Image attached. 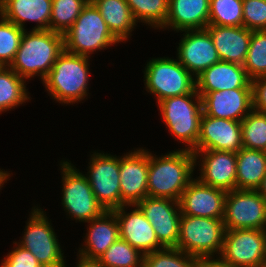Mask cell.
I'll list each match as a JSON object with an SVG mask.
<instances>
[{"mask_svg":"<svg viewBox=\"0 0 266 267\" xmlns=\"http://www.w3.org/2000/svg\"><path fill=\"white\" fill-rule=\"evenodd\" d=\"M198 94L202 98L203 113L207 116L241 122L253 110L252 89Z\"/></svg>","mask_w":266,"mask_h":267,"instance_id":"obj_17","label":"cell"},{"mask_svg":"<svg viewBox=\"0 0 266 267\" xmlns=\"http://www.w3.org/2000/svg\"><path fill=\"white\" fill-rule=\"evenodd\" d=\"M257 191L266 199V175Z\"/></svg>","mask_w":266,"mask_h":267,"instance_id":"obj_42","label":"cell"},{"mask_svg":"<svg viewBox=\"0 0 266 267\" xmlns=\"http://www.w3.org/2000/svg\"><path fill=\"white\" fill-rule=\"evenodd\" d=\"M80 260L77 267H104L98 260L96 259H86L79 256Z\"/></svg>","mask_w":266,"mask_h":267,"instance_id":"obj_41","label":"cell"},{"mask_svg":"<svg viewBox=\"0 0 266 267\" xmlns=\"http://www.w3.org/2000/svg\"><path fill=\"white\" fill-rule=\"evenodd\" d=\"M89 230L85 241L86 248L79 255L86 259H98L118 238V219L113 211H105L100 217L88 221Z\"/></svg>","mask_w":266,"mask_h":267,"instance_id":"obj_25","label":"cell"},{"mask_svg":"<svg viewBox=\"0 0 266 267\" xmlns=\"http://www.w3.org/2000/svg\"><path fill=\"white\" fill-rule=\"evenodd\" d=\"M89 0H52L50 30L64 34Z\"/></svg>","mask_w":266,"mask_h":267,"instance_id":"obj_33","label":"cell"},{"mask_svg":"<svg viewBox=\"0 0 266 267\" xmlns=\"http://www.w3.org/2000/svg\"><path fill=\"white\" fill-rule=\"evenodd\" d=\"M124 209L125 205L112 210L118 219L119 238L142 251V255L165 248L158 241L154 228L137 206L127 214Z\"/></svg>","mask_w":266,"mask_h":267,"instance_id":"obj_19","label":"cell"},{"mask_svg":"<svg viewBox=\"0 0 266 267\" xmlns=\"http://www.w3.org/2000/svg\"><path fill=\"white\" fill-rule=\"evenodd\" d=\"M219 257L240 267H262L266 261V229L226 230Z\"/></svg>","mask_w":266,"mask_h":267,"instance_id":"obj_8","label":"cell"},{"mask_svg":"<svg viewBox=\"0 0 266 267\" xmlns=\"http://www.w3.org/2000/svg\"><path fill=\"white\" fill-rule=\"evenodd\" d=\"M88 59L87 56L69 53L66 50L56 59L43 82L50 95L59 103L71 104L87 96Z\"/></svg>","mask_w":266,"mask_h":267,"instance_id":"obj_3","label":"cell"},{"mask_svg":"<svg viewBox=\"0 0 266 267\" xmlns=\"http://www.w3.org/2000/svg\"><path fill=\"white\" fill-rule=\"evenodd\" d=\"M226 193L192 179L179 200L181 215L223 219Z\"/></svg>","mask_w":266,"mask_h":267,"instance_id":"obj_16","label":"cell"},{"mask_svg":"<svg viewBox=\"0 0 266 267\" xmlns=\"http://www.w3.org/2000/svg\"><path fill=\"white\" fill-rule=\"evenodd\" d=\"M204 155L201 163V177L198 179L208 186L226 192L236 189L237 158L236 153L205 150L193 152L195 158ZM201 178V179H200Z\"/></svg>","mask_w":266,"mask_h":267,"instance_id":"obj_20","label":"cell"},{"mask_svg":"<svg viewBox=\"0 0 266 267\" xmlns=\"http://www.w3.org/2000/svg\"><path fill=\"white\" fill-rule=\"evenodd\" d=\"M243 67L251 81L266 76V30L252 31Z\"/></svg>","mask_w":266,"mask_h":267,"instance_id":"obj_35","label":"cell"},{"mask_svg":"<svg viewBox=\"0 0 266 267\" xmlns=\"http://www.w3.org/2000/svg\"><path fill=\"white\" fill-rule=\"evenodd\" d=\"M196 160L194 153L187 149L170 152L159 159L149 153L148 196L179 201L192 180Z\"/></svg>","mask_w":266,"mask_h":267,"instance_id":"obj_1","label":"cell"},{"mask_svg":"<svg viewBox=\"0 0 266 267\" xmlns=\"http://www.w3.org/2000/svg\"><path fill=\"white\" fill-rule=\"evenodd\" d=\"M222 220L226 230L266 229V199L257 190L229 191Z\"/></svg>","mask_w":266,"mask_h":267,"instance_id":"obj_9","label":"cell"},{"mask_svg":"<svg viewBox=\"0 0 266 267\" xmlns=\"http://www.w3.org/2000/svg\"><path fill=\"white\" fill-rule=\"evenodd\" d=\"M194 96L197 104L191 99ZM158 106L170 132L190 146L187 150L195 152L203 115L202 98L196 88L190 94L166 98Z\"/></svg>","mask_w":266,"mask_h":267,"instance_id":"obj_6","label":"cell"},{"mask_svg":"<svg viewBox=\"0 0 266 267\" xmlns=\"http://www.w3.org/2000/svg\"><path fill=\"white\" fill-rule=\"evenodd\" d=\"M144 74L146 88L156 95L157 103L169 97L190 94L196 88V79L174 59H152L147 63Z\"/></svg>","mask_w":266,"mask_h":267,"instance_id":"obj_7","label":"cell"},{"mask_svg":"<svg viewBox=\"0 0 266 267\" xmlns=\"http://www.w3.org/2000/svg\"><path fill=\"white\" fill-rule=\"evenodd\" d=\"M27 224L19 245L30 251L43 267H65L57 236L43 211L34 207Z\"/></svg>","mask_w":266,"mask_h":267,"instance_id":"obj_11","label":"cell"},{"mask_svg":"<svg viewBox=\"0 0 266 267\" xmlns=\"http://www.w3.org/2000/svg\"><path fill=\"white\" fill-rule=\"evenodd\" d=\"M201 261L175 247L144 254L142 267H201Z\"/></svg>","mask_w":266,"mask_h":267,"instance_id":"obj_30","label":"cell"},{"mask_svg":"<svg viewBox=\"0 0 266 267\" xmlns=\"http://www.w3.org/2000/svg\"><path fill=\"white\" fill-rule=\"evenodd\" d=\"M62 205L76 220L88 222L100 217L106 210L97 201L87 176L76 171L71 163H62Z\"/></svg>","mask_w":266,"mask_h":267,"instance_id":"obj_10","label":"cell"},{"mask_svg":"<svg viewBox=\"0 0 266 267\" xmlns=\"http://www.w3.org/2000/svg\"><path fill=\"white\" fill-rule=\"evenodd\" d=\"M242 143L247 149L266 152V116L252 110L242 121Z\"/></svg>","mask_w":266,"mask_h":267,"instance_id":"obj_34","label":"cell"},{"mask_svg":"<svg viewBox=\"0 0 266 267\" xmlns=\"http://www.w3.org/2000/svg\"><path fill=\"white\" fill-rule=\"evenodd\" d=\"M243 147L241 122L203 113L196 151L216 150L237 153Z\"/></svg>","mask_w":266,"mask_h":267,"instance_id":"obj_14","label":"cell"},{"mask_svg":"<svg viewBox=\"0 0 266 267\" xmlns=\"http://www.w3.org/2000/svg\"><path fill=\"white\" fill-rule=\"evenodd\" d=\"M243 0H210L208 25L243 26Z\"/></svg>","mask_w":266,"mask_h":267,"instance_id":"obj_32","label":"cell"},{"mask_svg":"<svg viewBox=\"0 0 266 267\" xmlns=\"http://www.w3.org/2000/svg\"><path fill=\"white\" fill-rule=\"evenodd\" d=\"M220 61L243 65L249 49L252 31L246 27L208 25Z\"/></svg>","mask_w":266,"mask_h":267,"instance_id":"obj_22","label":"cell"},{"mask_svg":"<svg viewBox=\"0 0 266 267\" xmlns=\"http://www.w3.org/2000/svg\"><path fill=\"white\" fill-rule=\"evenodd\" d=\"M231 89H252L251 80L241 64L219 61L196 77L197 93Z\"/></svg>","mask_w":266,"mask_h":267,"instance_id":"obj_21","label":"cell"},{"mask_svg":"<svg viewBox=\"0 0 266 267\" xmlns=\"http://www.w3.org/2000/svg\"><path fill=\"white\" fill-rule=\"evenodd\" d=\"M99 9L101 16L112 34L125 41L136 25L131 9L126 0H91ZM125 39V40H124Z\"/></svg>","mask_w":266,"mask_h":267,"instance_id":"obj_27","label":"cell"},{"mask_svg":"<svg viewBox=\"0 0 266 267\" xmlns=\"http://www.w3.org/2000/svg\"><path fill=\"white\" fill-rule=\"evenodd\" d=\"M142 253L118 238L97 260L104 267H142Z\"/></svg>","mask_w":266,"mask_h":267,"instance_id":"obj_29","label":"cell"},{"mask_svg":"<svg viewBox=\"0 0 266 267\" xmlns=\"http://www.w3.org/2000/svg\"><path fill=\"white\" fill-rule=\"evenodd\" d=\"M8 176H9V173H6L0 170V188L2 187V185H4L3 183L6 182Z\"/></svg>","mask_w":266,"mask_h":267,"instance_id":"obj_43","label":"cell"},{"mask_svg":"<svg viewBox=\"0 0 266 267\" xmlns=\"http://www.w3.org/2000/svg\"><path fill=\"white\" fill-rule=\"evenodd\" d=\"M149 152L137 150L120 158L121 206H134L148 196Z\"/></svg>","mask_w":266,"mask_h":267,"instance_id":"obj_15","label":"cell"},{"mask_svg":"<svg viewBox=\"0 0 266 267\" xmlns=\"http://www.w3.org/2000/svg\"><path fill=\"white\" fill-rule=\"evenodd\" d=\"M17 246L4 258L0 267H43L30 251L19 244Z\"/></svg>","mask_w":266,"mask_h":267,"instance_id":"obj_38","label":"cell"},{"mask_svg":"<svg viewBox=\"0 0 266 267\" xmlns=\"http://www.w3.org/2000/svg\"><path fill=\"white\" fill-rule=\"evenodd\" d=\"M25 81L11 68L0 66V112L17 107L29 99Z\"/></svg>","mask_w":266,"mask_h":267,"instance_id":"obj_28","label":"cell"},{"mask_svg":"<svg viewBox=\"0 0 266 267\" xmlns=\"http://www.w3.org/2000/svg\"><path fill=\"white\" fill-rule=\"evenodd\" d=\"M135 206L152 225L158 241L164 247L177 246L181 219L179 201L146 196Z\"/></svg>","mask_w":266,"mask_h":267,"instance_id":"obj_13","label":"cell"},{"mask_svg":"<svg viewBox=\"0 0 266 267\" xmlns=\"http://www.w3.org/2000/svg\"><path fill=\"white\" fill-rule=\"evenodd\" d=\"M251 84L253 109L263 112L266 110V76L252 80Z\"/></svg>","mask_w":266,"mask_h":267,"instance_id":"obj_39","label":"cell"},{"mask_svg":"<svg viewBox=\"0 0 266 267\" xmlns=\"http://www.w3.org/2000/svg\"><path fill=\"white\" fill-rule=\"evenodd\" d=\"M243 26L250 31L266 30V0H243Z\"/></svg>","mask_w":266,"mask_h":267,"instance_id":"obj_37","label":"cell"},{"mask_svg":"<svg viewBox=\"0 0 266 267\" xmlns=\"http://www.w3.org/2000/svg\"><path fill=\"white\" fill-rule=\"evenodd\" d=\"M52 0H0V15L24 29V21L39 24L33 30H49Z\"/></svg>","mask_w":266,"mask_h":267,"instance_id":"obj_23","label":"cell"},{"mask_svg":"<svg viewBox=\"0 0 266 267\" xmlns=\"http://www.w3.org/2000/svg\"><path fill=\"white\" fill-rule=\"evenodd\" d=\"M136 22L145 21L154 27L163 28L168 11L169 0H126Z\"/></svg>","mask_w":266,"mask_h":267,"instance_id":"obj_31","label":"cell"},{"mask_svg":"<svg viewBox=\"0 0 266 267\" xmlns=\"http://www.w3.org/2000/svg\"><path fill=\"white\" fill-rule=\"evenodd\" d=\"M24 30L1 16L0 66L9 67L18 51Z\"/></svg>","mask_w":266,"mask_h":267,"instance_id":"obj_36","label":"cell"},{"mask_svg":"<svg viewBox=\"0 0 266 267\" xmlns=\"http://www.w3.org/2000/svg\"><path fill=\"white\" fill-rule=\"evenodd\" d=\"M201 267H240V266H235V265H230L227 263H224L223 261L219 260L217 258V260L215 259H209V260H205L201 263Z\"/></svg>","mask_w":266,"mask_h":267,"instance_id":"obj_40","label":"cell"},{"mask_svg":"<svg viewBox=\"0 0 266 267\" xmlns=\"http://www.w3.org/2000/svg\"><path fill=\"white\" fill-rule=\"evenodd\" d=\"M64 51L63 34L52 30H32L22 35L11 68L21 78L41 75L44 81L56 59Z\"/></svg>","mask_w":266,"mask_h":267,"instance_id":"obj_2","label":"cell"},{"mask_svg":"<svg viewBox=\"0 0 266 267\" xmlns=\"http://www.w3.org/2000/svg\"><path fill=\"white\" fill-rule=\"evenodd\" d=\"M64 50L87 56L120 41L112 34L99 9L89 0L73 25L63 34Z\"/></svg>","mask_w":266,"mask_h":267,"instance_id":"obj_4","label":"cell"},{"mask_svg":"<svg viewBox=\"0 0 266 267\" xmlns=\"http://www.w3.org/2000/svg\"><path fill=\"white\" fill-rule=\"evenodd\" d=\"M225 224L222 219L181 215L179 238L175 248L198 258L211 259L223 247Z\"/></svg>","mask_w":266,"mask_h":267,"instance_id":"obj_5","label":"cell"},{"mask_svg":"<svg viewBox=\"0 0 266 267\" xmlns=\"http://www.w3.org/2000/svg\"><path fill=\"white\" fill-rule=\"evenodd\" d=\"M236 158V189L257 190L266 175V152L242 147Z\"/></svg>","mask_w":266,"mask_h":267,"instance_id":"obj_26","label":"cell"},{"mask_svg":"<svg viewBox=\"0 0 266 267\" xmlns=\"http://www.w3.org/2000/svg\"><path fill=\"white\" fill-rule=\"evenodd\" d=\"M185 33L177 50L178 61L197 77L220 59L212 37L206 29L185 30Z\"/></svg>","mask_w":266,"mask_h":267,"instance_id":"obj_18","label":"cell"},{"mask_svg":"<svg viewBox=\"0 0 266 267\" xmlns=\"http://www.w3.org/2000/svg\"><path fill=\"white\" fill-rule=\"evenodd\" d=\"M89 166L88 182L97 201L106 211L121 207L120 158L94 153Z\"/></svg>","mask_w":266,"mask_h":267,"instance_id":"obj_12","label":"cell"},{"mask_svg":"<svg viewBox=\"0 0 266 267\" xmlns=\"http://www.w3.org/2000/svg\"><path fill=\"white\" fill-rule=\"evenodd\" d=\"M210 0H169L164 27L177 31L204 30L209 22Z\"/></svg>","mask_w":266,"mask_h":267,"instance_id":"obj_24","label":"cell"}]
</instances>
